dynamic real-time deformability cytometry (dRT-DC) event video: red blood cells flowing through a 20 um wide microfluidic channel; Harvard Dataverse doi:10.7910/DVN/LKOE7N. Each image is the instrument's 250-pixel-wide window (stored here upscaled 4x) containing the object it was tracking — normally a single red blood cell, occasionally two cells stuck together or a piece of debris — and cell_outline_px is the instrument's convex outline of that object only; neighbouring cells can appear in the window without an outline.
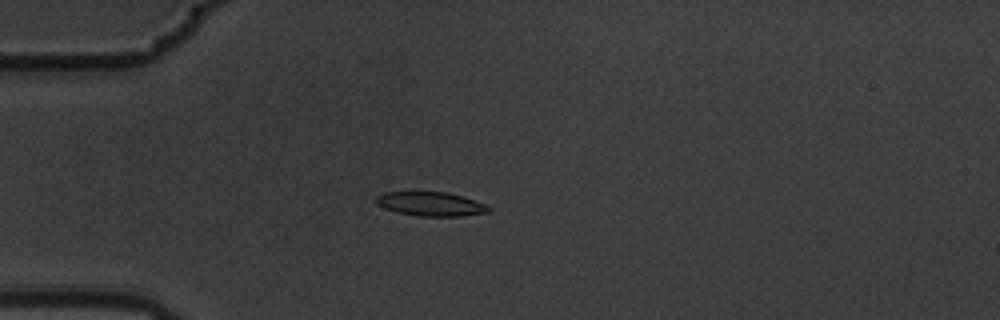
{"species": "common noctule bat (a hibernating species)", "species_latin": "Nyctalus noctula", "temperature_condition": "warm", "stored_images_in_passage": 10, "camera_frame_rate_fps": 3000, "um_per_image_px": 0.085, "animal": {"sex": "male", "body_mass_g": 19.5, "forearm_length_mm": 54.6}, "frame": {"image": 1, "passage_image": 3, "time_ms": 0.667, "image_size_px": [1000, 320], "cell_outline_px": [[492, 212], [460, 216], [420, 216], [396, 212], [384, 208], [376, 204], [376, 196], [384, 192], [448, 192], [464, 196], [484, 204], [492, 208]], "centroid_in_image_um": [36.63, 17.34], "position_along_channel_um": 48.4, "area_um2": 15.9}}
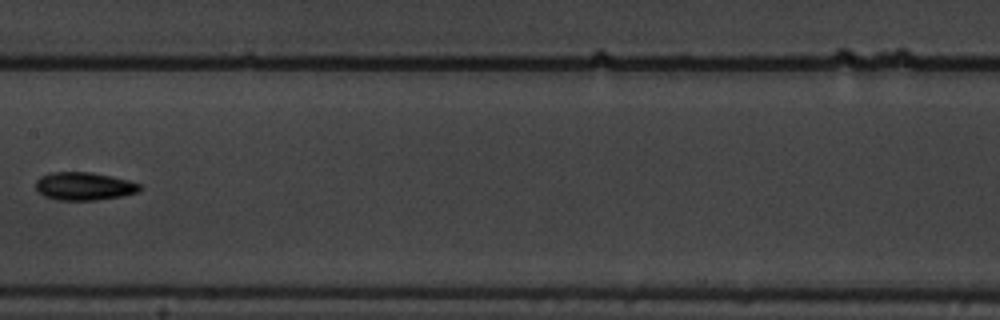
{"frame": {"image": 2, "passage_image": 7, "time_ms": 2.0, "image_size_px": [1000, 320], "cell_outline_px": [[140, 192], [120, 196], [96, 200], [56, 200], [44, 196], [36, 188], [36, 180], [40, 176], [52, 172], [92, 172], [112, 176], [128, 180], [140, 184]], "centroid_in_image_um": [7.14, 15.82], "position_along_channel_um": 200.3, "area_um2": 16.99}}
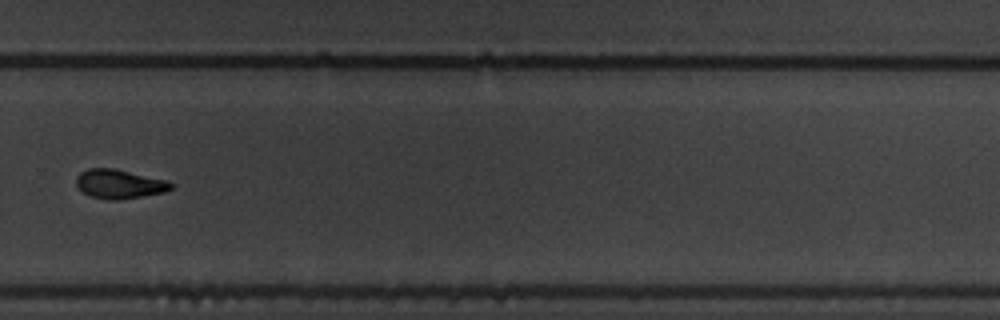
{"frame": {"image": 3, "passage_image": 10, "time_ms": 3.0, "image_size_px": [1000, 320], "cell_outline_px": [[172, 188], [164, 192], [116, 200], [112, 200], [88, 196], [76, 184], [76, 176], [80, 172], [88, 168], [116, 168], [168, 180], [172, 184]], "centroid_in_image_um": [10.13, 15.62], "position_along_channel_um": 319.7, "area_um2": 16.07}}